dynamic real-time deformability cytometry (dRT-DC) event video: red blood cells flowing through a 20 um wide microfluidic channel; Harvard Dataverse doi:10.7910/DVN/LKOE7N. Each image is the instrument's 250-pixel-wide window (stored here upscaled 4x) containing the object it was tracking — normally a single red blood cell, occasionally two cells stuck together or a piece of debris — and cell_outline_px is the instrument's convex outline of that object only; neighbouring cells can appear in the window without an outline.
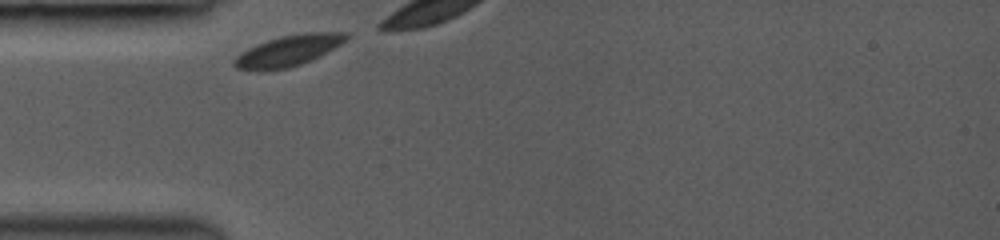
{"species": "common noctule bat (a hibernating species)", "species_latin": "Nyctalus noctula", "temperature_condition": "room temperature", "stored_images_in_passage": 11, "camera_frame_rate_fps": 3000, "um_per_image_px": 0.085, "animal": {"sex": "female", "body_mass_g": 19.0, "forearm_length_mm": 53.3}, "frame": {"image": 1, "passage_image": 1, "time_ms": 0.0, "image_size_px": [1000, 240], "cell_outline_px": [[348, 36], [340, 44], [300, 64], [288, 68], [236, 68], [232, 64], [232, 60], [240, 52], [256, 44], [280, 36], [308, 32], [348, 32]], "centroid_in_image_um": [24.48, 4.26], "position_along_channel_um": 60.5, "area_um2": 19.25}}
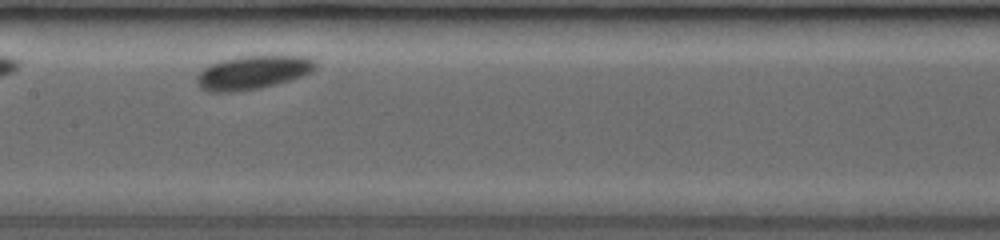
{"frame": {"image": 2, "passage_image": 7, "time_ms": 4.0, "image_size_px": [1000, 240], "cell_outline_px": [[316, 68], [312, 72], [276, 84], [260, 88], [232, 92], [208, 92], [200, 88], [196, 84], [196, 76], [208, 64], [240, 56], [308, 56], [316, 60]], "centroid_in_image_um": [21.47, 6.16], "position_along_channel_um": 185.9, "area_um2": 23.29}}
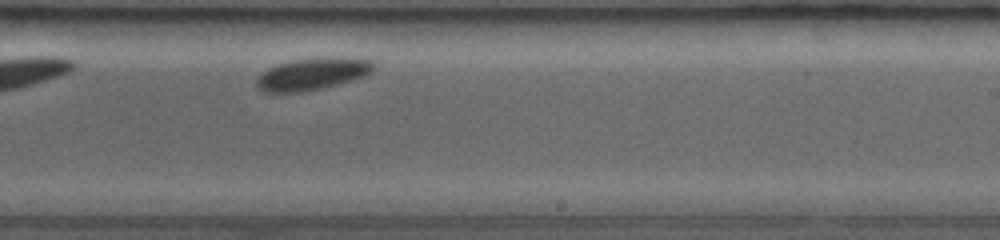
{"frame": {"image": 3, "passage_image": 11, "time_ms": 6.0, "image_size_px": [1000, 240], "cell_outline_px": [[380, 64], [372, 72], [364, 76], [324, 88], [300, 92], [264, 92], [256, 84], [256, 80], [268, 68], [276, 64], [292, 60], [320, 56], [348, 56], [372, 60]], "centroid_in_image_um": [26.67, 6.24], "position_along_channel_um": 262.3, "area_um2": 22.43}}